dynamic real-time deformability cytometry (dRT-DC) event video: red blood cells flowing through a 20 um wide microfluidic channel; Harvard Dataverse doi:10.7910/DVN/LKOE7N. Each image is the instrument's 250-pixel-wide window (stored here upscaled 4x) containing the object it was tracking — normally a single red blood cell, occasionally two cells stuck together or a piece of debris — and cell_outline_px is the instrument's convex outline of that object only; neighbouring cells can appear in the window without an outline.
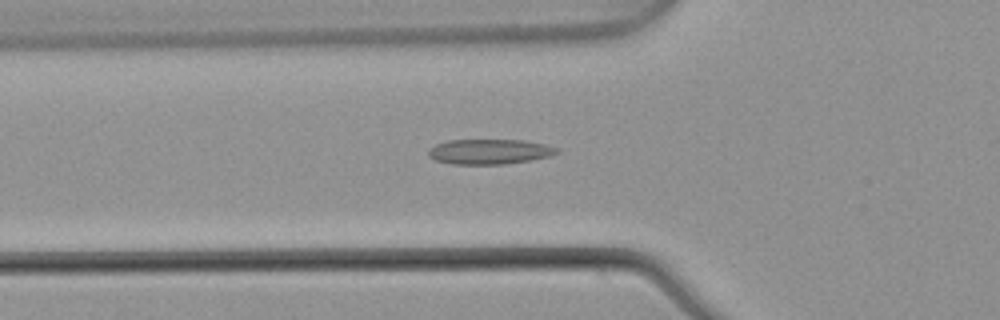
{"species": "common noctule bat (a hibernating species)", "species_latin": "Nyctalus noctula", "temperature_condition": "warm", "stored_images_in_passage": 44, "camera_frame_rate_fps": 3000, "um_per_image_px": 0.085, "animal": {"sex": "male", "body_mass_g": 21.5, "forearm_length_mm": 52.0}, "frame": {"image": 1, "passage_image": 11, "time_ms": 3.333, "image_size_px": [1000, 320], "cell_outline_px": [[560, 152], [552, 156], [532, 160], [504, 164], [452, 164], [436, 160], [428, 156], [428, 148], [436, 144], [448, 140], [524, 140], [544, 144], [560, 148]], "centroid_in_image_um": [41.64, 12.89], "position_along_channel_um": 84.2, "area_um2": 18.96}}
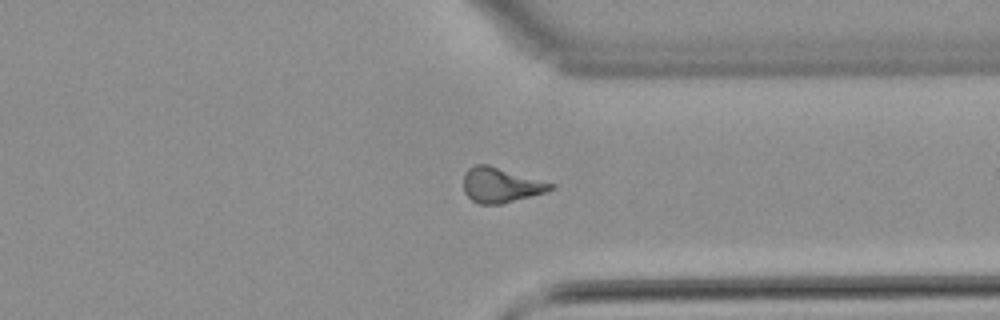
{"frame": {"image": 2, "passage_image": 33, "time_ms": 10.667, "image_size_px": [1000, 320], "cell_outline_px": [[556, 188], [544, 192], [500, 204], [476, 204], [464, 192], [464, 172], [468, 168], [476, 164], [488, 164], [556, 184]], "centroid_in_image_um": [42.55, 15.72], "position_along_channel_um": 368.8, "area_um2": 17.74}}
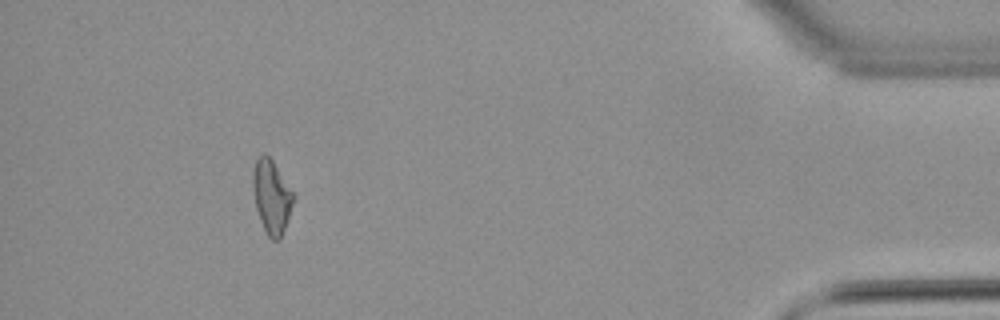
{"frame": {"image": 3, "passage_image": 41, "time_ms": 13.333, "image_size_px": [1000, 320], "cell_outline_px": [[296, 196], [280, 240], [272, 240], [268, 236], [260, 220], [256, 208], [252, 188], [252, 172], [256, 160], [264, 152], [272, 160]], "centroid_in_image_um": [23.08, 16.71], "position_along_channel_um": 412.1, "area_um2": 17.34}, "authors_computed_cell_mechanics": {"area_um2": 17.6868, "velocity_mm_per_s": 3.8897, "shape_relaxation_time_tau1_ms": null, "shape_relaxation_time_tau2_ms": 4.2814, "deformation_change_tau1": null, "deformation_change_tau2": 0.1228}}